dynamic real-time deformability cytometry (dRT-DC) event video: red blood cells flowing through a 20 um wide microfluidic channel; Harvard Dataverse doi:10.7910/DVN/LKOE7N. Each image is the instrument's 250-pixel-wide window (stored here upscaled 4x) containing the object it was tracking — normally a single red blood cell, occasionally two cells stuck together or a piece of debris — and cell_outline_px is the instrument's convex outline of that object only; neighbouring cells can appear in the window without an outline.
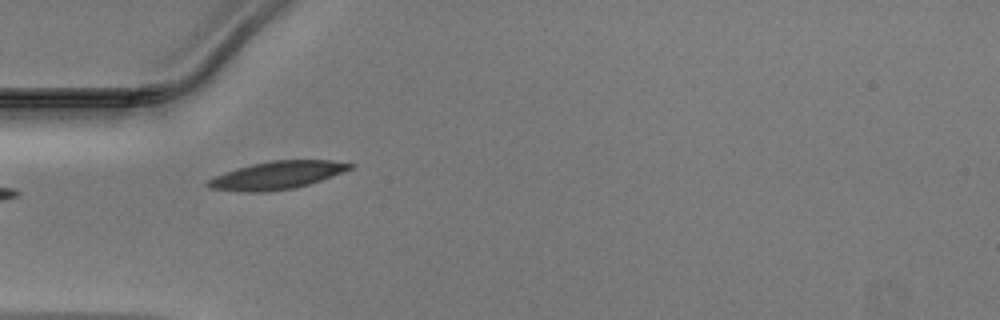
{"species": "Egyptian fruit bat (a non-hibernating species)", "species_latin": "Rousettus aegyptiacus", "temperature_condition": "warm", "stored_images_in_passage": 23, "camera_frame_rate_fps": 3000, "um_per_image_px": 0.085, "animal": {"sex": "male"}, "frame": {"image": 1, "passage_image": 2, "time_ms": 0.333, "image_size_px": [1000, 320], "cell_outline_px": [[356, 164], [352, 168], [332, 176], [296, 188], [268, 192], [240, 192], [208, 188], [204, 184], [208, 180], [224, 172], [236, 168], [252, 164], [272, 160], [332, 160]], "centroid_in_image_um": [23.52, 14.9], "position_along_channel_um": 61.5, "area_um2": 23.18}}
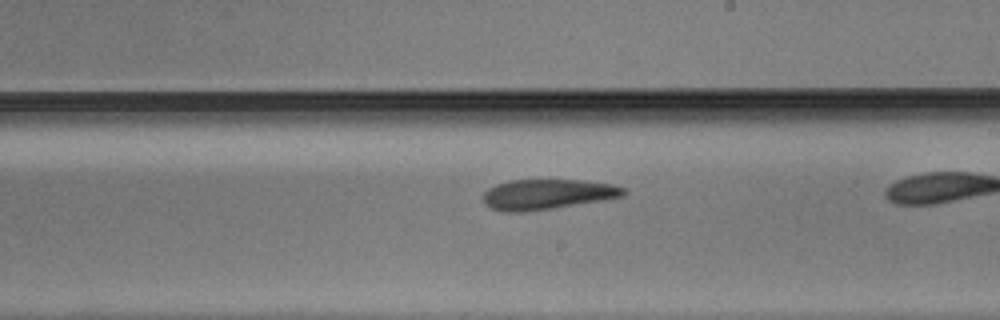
{"frame": {"image": 2, "passage_image": 13, "time_ms": 4.0, "image_size_px": [1000, 320], "cell_outline_px": [[628, 192], [624, 196], [604, 200], [552, 208], [520, 212], [504, 212], [492, 208], [484, 204], [484, 192], [488, 188], [496, 184], [512, 180], [580, 180], [612, 184], [624, 188]], "centroid_in_image_um": [46.53, 16.51], "position_along_channel_um": 242.5, "area_um2": 24.62}}
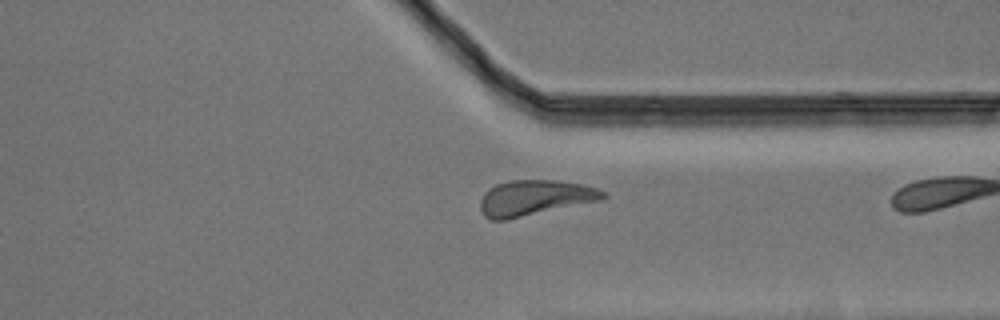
{"frame": {"image": 3, "passage_image": 22, "time_ms": 7.0, "image_size_px": [1000, 320], "cell_outline_px": [[608, 196], [600, 200], [508, 220], [492, 220], [484, 216], [480, 212], [480, 200], [484, 192], [488, 188], [496, 184], [512, 180], [556, 180], [580, 184], [600, 188], [608, 192]], "centroid_in_image_um": [45.45, 16.82], "position_along_channel_um": 366.0, "area_um2": 25.66}}